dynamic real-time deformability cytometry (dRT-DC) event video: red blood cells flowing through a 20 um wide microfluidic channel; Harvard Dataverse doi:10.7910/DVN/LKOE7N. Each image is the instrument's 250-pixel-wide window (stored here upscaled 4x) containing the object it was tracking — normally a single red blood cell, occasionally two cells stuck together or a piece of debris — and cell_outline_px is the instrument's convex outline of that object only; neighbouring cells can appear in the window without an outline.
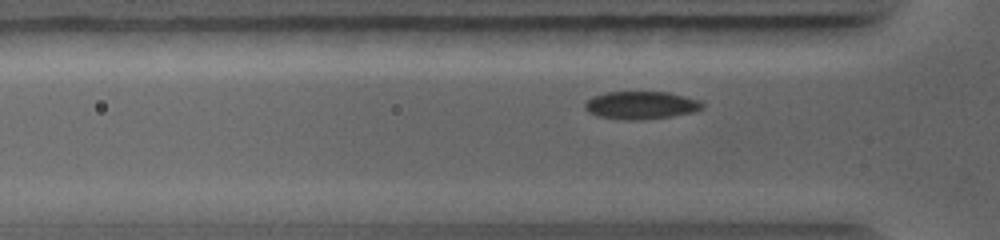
{"species": "common noctule bat (a hibernating species)", "species_latin": "Nyctalus noctula", "temperature_condition": "warm", "stored_images_in_passage": 71, "camera_frame_rate_fps": 5000, "um_per_image_px": 0.085, "animal": {"sex": "female", "body_mass_g": 19.0, "forearm_length_mm": 56.7}, "frame": {"image": 1, "passage_image": 17, "time_ms": 2.4, "image_size_px": [1000, 240], "cell_outline_px": [[704, 108], [692, 112], [672, 116], [640, 120], [624, 120], [600, 116], [588, 112], [584, 108], [584, 104], [592, 96], [608, 92], [668, 92], [700, 100], [704, 104]], "centroid_in_image_um": [54.49, 8.94], "position_along_channel_um": 71.3, "area_um2": 19.02}}
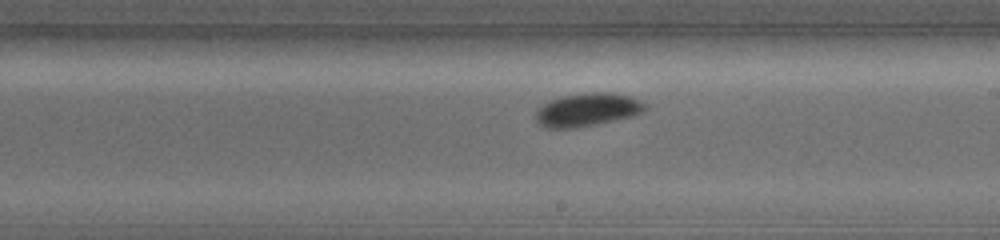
{"frame": {"image": 2, "passage_image": 40, "time_ms": 5.8, "image_size_px": [1000, 240], "cell_outline_px": [[648, 108], [632, 116], [596, 124], [572, 128], [544, 128], [536, 120], [536, 112], [544, 104], [552, 100], [564, 96], [592, 92], [608, 92], [628, 96], [648, 104]], "centroid_in_image_um": [49.94, 9.33], "position_along_channel_um": 239.1, "area_um2": 20.75}}
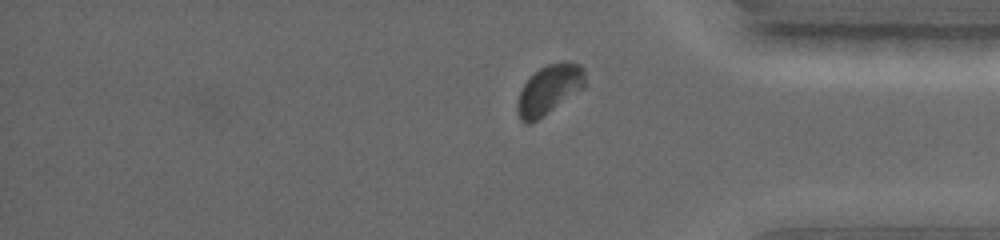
{"frame": {"image": 3, "passage_image": 62, "time_ms": 9.0, "image_size_px": [1000, 240], "cell_outline_px": [[584, 88], [532, 124], [528, 124], [520, 120], [516, 108], [516, 104], [520, 92], [524, 84], [540, 68], [548, 64], [564, 60], [580, 64], [584, 68]], "centroid_in_image_um": [46.68, 7.62], "position_along_channel_um": 388.5, "area_um2": 19.54}}